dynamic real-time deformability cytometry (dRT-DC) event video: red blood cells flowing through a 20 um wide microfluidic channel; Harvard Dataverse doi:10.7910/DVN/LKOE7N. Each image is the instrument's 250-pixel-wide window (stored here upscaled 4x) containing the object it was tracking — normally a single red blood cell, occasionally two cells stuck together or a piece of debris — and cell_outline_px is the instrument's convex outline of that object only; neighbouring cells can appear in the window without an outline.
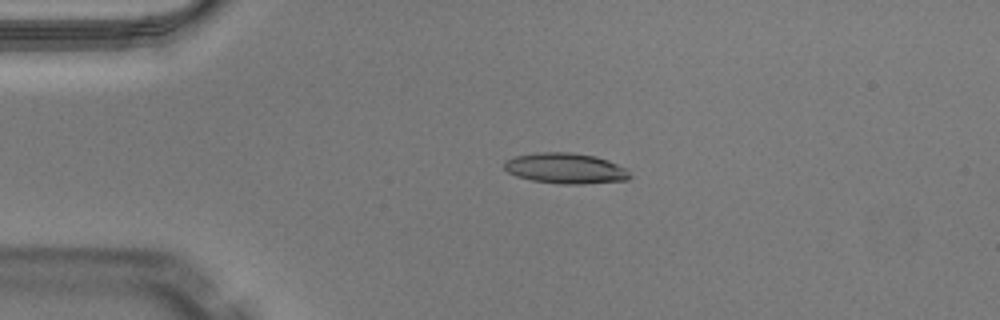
{"species": "Egyptian fruit bat (a non-hibernating species)", "species_latin": "Rousettus aegyptiacus", "temperature_condition": "warm", "stored_images_in_passage": 40, "camera_frame_rate_fps": 3000, "um_per_image_px": 0.085, "animal": {"sex": "male"}, "frame": {"image": 1, "passage_image": 1, "time_ms": 0.0, "image_size_px": [1000, 320], "cell_outline_px": [[632, 176], [628, 180], [584, 184], [560, 184], [532, 180], [516, 176], [508, 172], [504, 168], [504, 160], [512, 156], [536, 152], [568, 152], [596, 156], [608, 160], [628, 168]], "centroid_in_image_um": [48.08, 14.3], "position_along_channel_um": 36.9, "area_um2": 22.77}}
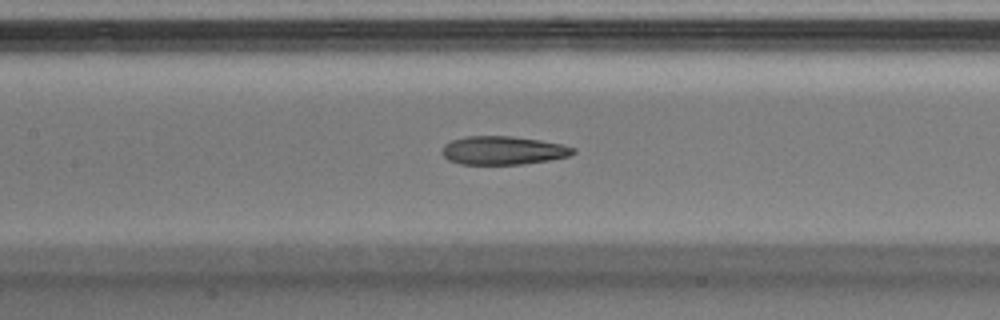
{"frame": {"image": 2, "passage_image": 13, "time_ms": 4.0, "image_size_px": [1000, 320], "cell_outline_px": [[576, 152], [568, 156], [548, 160], [520, 164], [460, 164], [448, 160], [440, 152], [444, 144], [452, 140], [464, 136], [512, 136], [540, 140], [560, 144], [576, 148]], "centroid_in_image_um": [42.72, 12.78], "position_along_channel_um": 164.7, "area_um2": 21.73}}
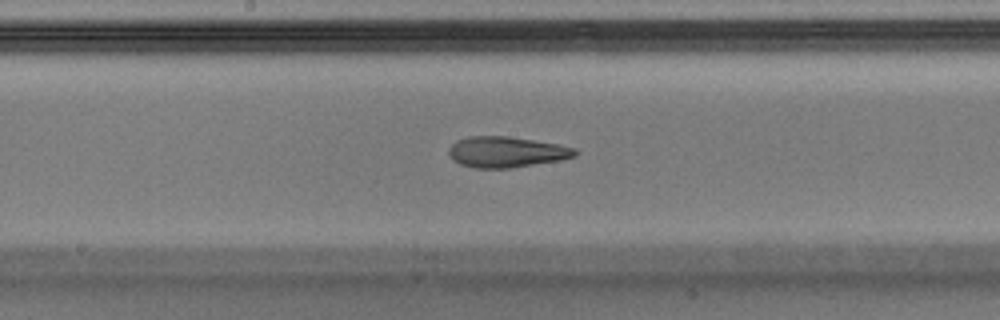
{"frame": {"image": 3, "passage_image": 16, "time_ms": 5.0, "image_size_px": [1000, 320], "cell_outline_px": [[576, 156], [560, 160], [508, 168], [476, 168], [460, 164], [452, 160], [448, 156], [448, 148], [456, 140], [468, 136], [504, 136], [532, 140], [556, 144], [576, 148]], "centroid_in_image_um": [42.98, 12.92], "position_along_channel_um": 205.2, "area_um2": 22.54}, "authors_computed_cell_mechanics": {"area_um2": 23.0044, "velocity_mm_per_s": 4.0588, "shape_relaxation_time_tau1_ms": null, "shape_relaxation_time_tau2_ms": 2.342, "deformation_change_tau1": null, "deformation_change_tau2": 0.1133}}